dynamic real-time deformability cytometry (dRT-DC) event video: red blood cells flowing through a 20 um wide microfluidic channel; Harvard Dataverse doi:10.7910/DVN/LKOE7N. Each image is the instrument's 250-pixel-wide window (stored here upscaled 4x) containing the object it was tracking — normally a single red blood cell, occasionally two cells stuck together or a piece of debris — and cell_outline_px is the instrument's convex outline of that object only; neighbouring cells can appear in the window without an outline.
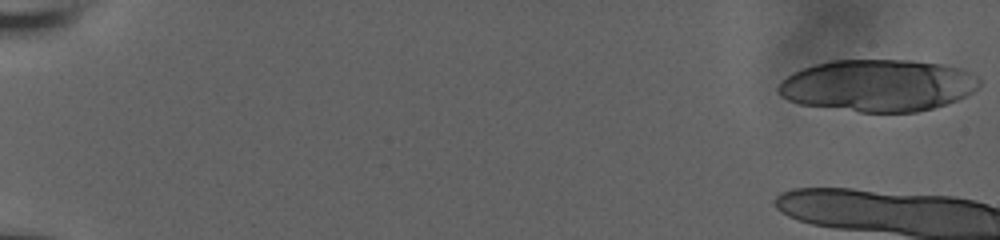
{"species": "human", "species_latin": "Homo sapiens", "temperature_condition": "room temperature", "stored_images_in_passage": 9, "camera_frame_rate_fps": 3000, "um_per_image_px": 0.085, "donor": {"sex": "male"}, "frame": {"image": 1, "passage_image": 1, "time_ms": 0.0, "image_size_px": [1000, 240], "cell_outline_px": [[980, 84], [972, 92], [956, 100], [932, 108], [916, 112], [860, 112], [800, 104], [788, 100], [780, 96], [776, 88], [780, 80], [792, 72], [816, 64], [832, 60], [912, 60], [944, 64], [960, 68], [976, 76], [980, 80]], "centroid_in_image_um": [74.58, 7.26], "position_along_channel_um": 10.4, "area_um2": 61.04}}